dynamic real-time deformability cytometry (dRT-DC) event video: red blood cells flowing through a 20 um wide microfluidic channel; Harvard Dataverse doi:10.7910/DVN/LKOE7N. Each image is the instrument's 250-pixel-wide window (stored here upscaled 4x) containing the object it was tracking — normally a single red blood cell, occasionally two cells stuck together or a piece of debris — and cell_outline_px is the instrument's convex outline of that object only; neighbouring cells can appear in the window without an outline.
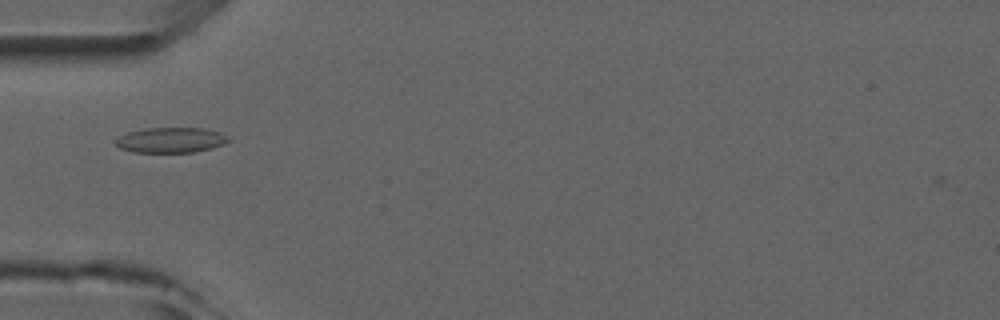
{"species": "common noctule bat (a hibernating species)", "species_latin": "Nyctalus noctula", "temperature_condition": "room temperature", "stored_images_in_passage": 4, "camera_frame_rate_fps": 3000, "um_per_image_px": 0.085, "animal": {"sex": "male", "forearm_length_mm": 52.5}, "frame": {"image": 1, "passage_image": 2, "time_ms": 1.333, "image_size_px": [1000, 320], "cell_outline_px": [[232, 140], [224, 144], [212, 148], [196, 152], [132, 152], [120, 148], [112, 140], [128, 132], [148, 128], [204, 128], [220, 132], [228, 136]], "centroid_in_image_um": [14.54, 11.91], "position_along_channel_um": 70.5, "area_um2": 16.76}}
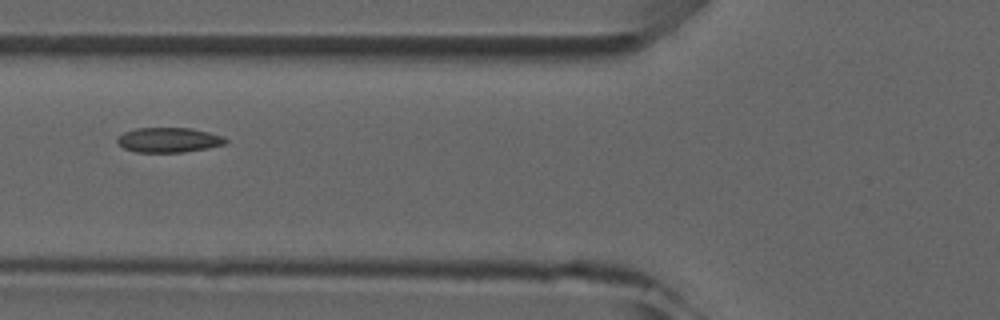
{"frame": {"image": 2, "passage_image": 3, "time_ms": 2.333, "image_size_px": [1000, 320], "cell_outline_px": [[228, 144], [208, 148], [184, 152], [136, 152], [124, 148], [116, 144], [116, 140], [124, 132], [136, 128], [192, 128], [224, 136], [228, 140]], "centroid_in_image_um": [14.37, 11.9], "position_along_channel_um": 111.4, "area_um2": 15.84}}
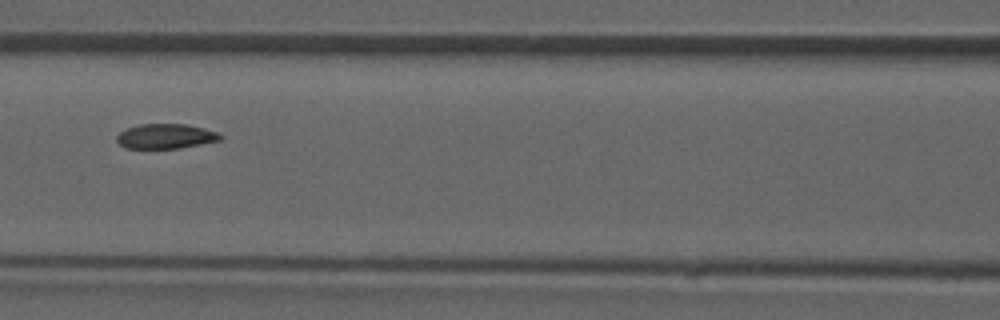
{"frame": {"image": 3, "passage_image": 4, "time_ms": 3.333, "image_size_px": [1000, 320], "cell_outline_px": [[224, 136], [220, 140], [180, 148], [124, 148], [116, 140], [116, 136], [120, 132], [128, 128], [140, 124], [188, 124], [220, 132]], "centroid_in_image_um": [14.11, 11.57], "position_along_channel_um": 152.5, "area_um2": 15.03}}